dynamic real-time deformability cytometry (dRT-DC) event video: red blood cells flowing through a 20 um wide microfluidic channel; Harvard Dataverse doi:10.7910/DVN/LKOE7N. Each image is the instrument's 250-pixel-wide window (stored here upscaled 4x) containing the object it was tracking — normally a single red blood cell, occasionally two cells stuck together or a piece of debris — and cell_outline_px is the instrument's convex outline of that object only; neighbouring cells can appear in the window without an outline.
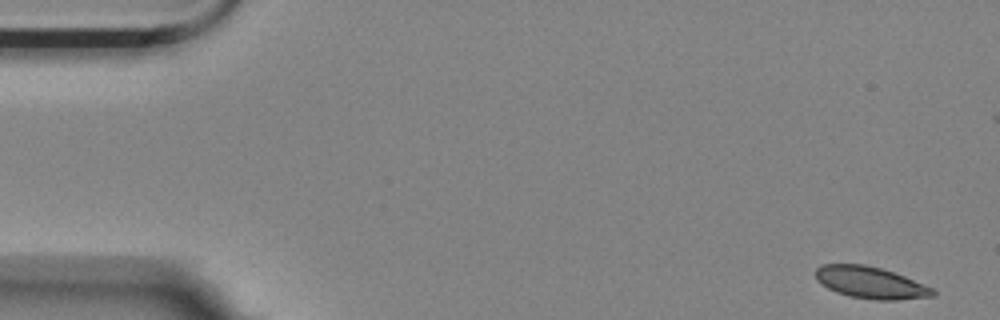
{"species": "Egyptian fruit bat (a non-hibernating species)", "species_latin": "Rousettus aegyptiacus", "temperature_condition": "room temperature", "stored_images_in_passage": 17, "camera_frame_rate_fps": 3000, "um_per_image_px": 0.085, "animal": {"sex": "female"}, "frame": {"image": 1, "passage_image": 1, "time_ms": 0.0, "image_size_px": [1000, 320], "cell_outline_px": [[936, 296], [896, 300], [876, 300], [852, 296], [836, 292], [820, 284], [816, 280], [816, 268], [820, 264], [864, 264], [880, 268], [904, 276], [932, 288], [936, 292]], "centroid_in_image_um": [73.97, 24.02], "position_along_channel_um": 11.0, "area_um2": 21.62}}
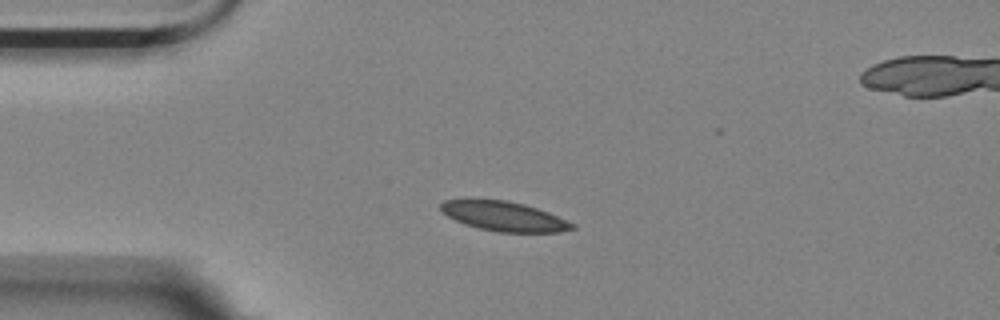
{"frame": {"image": 2, "passage_image": 12, "time_ms": 3.667, "image_size_px": [1000, 320], "cell_outline_px": [[576, 228], [560, 232], [496, 232], [464, 224], [448, 216], [440, 208], [440, 204], [444, 200], [508, 200], [524, 204], [548, 212], [576, 224]], "centroid_in_image_um": [42.88, 18.39], "position_along_channel_um": 42.1, "area_um2": 22.43}}